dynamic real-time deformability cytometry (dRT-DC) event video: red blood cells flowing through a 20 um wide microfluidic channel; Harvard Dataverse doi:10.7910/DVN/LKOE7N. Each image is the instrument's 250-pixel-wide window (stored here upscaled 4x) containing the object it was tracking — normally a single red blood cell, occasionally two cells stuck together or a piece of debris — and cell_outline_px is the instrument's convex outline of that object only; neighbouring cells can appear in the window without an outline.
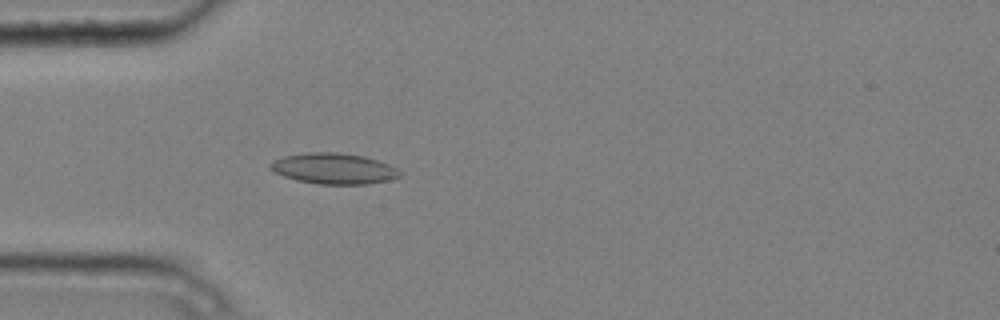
{"species": "common noctule bat (a hibernating species)", "species_latin": "Nyctalus noctula", "temperature_condition": "cold", "stored_images_in_passage": 5, "camera_frame_rate_fps": 3000, "um_per_image_px": 0.085, "animal": {"sex": "male", "body_mass_g": 20.4}, "frame": {"image": 1, "passage_image": 5, "time_ms": 1.333, "image_size_px": [1000, 320], "cell_outline_px": [[400, 176], [388, 180], [364, 184], [316, 184], [296, 180], [284, 176], [276, 172], [268, 164], [272, 160], [284, 156], [308, 152], [340, 152], [364, 156], [388, 164], [396, 168], [400, 172]], "centroid_in_image_um": [28.34, 14.32], "position_along_channel_um": 56.7, "area_um2": 23.12}}